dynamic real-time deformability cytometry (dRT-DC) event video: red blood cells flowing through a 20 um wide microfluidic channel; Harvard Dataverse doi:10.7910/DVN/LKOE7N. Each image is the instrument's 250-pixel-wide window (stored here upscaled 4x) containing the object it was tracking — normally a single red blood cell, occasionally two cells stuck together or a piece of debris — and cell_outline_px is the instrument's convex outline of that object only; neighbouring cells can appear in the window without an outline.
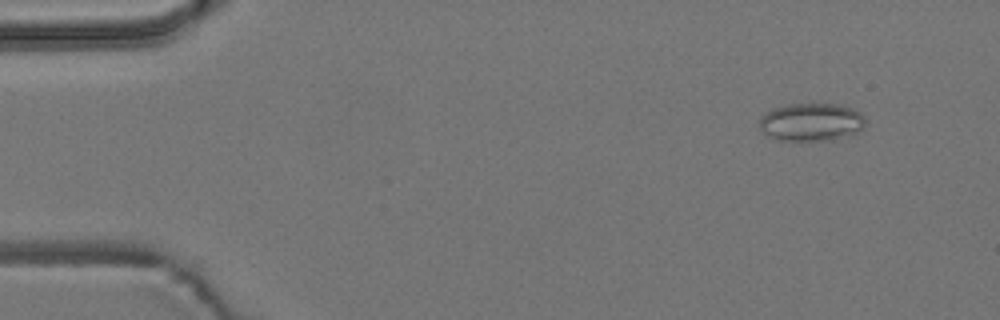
{"species": "common noctule bat (a hibernating species)", "species_latin": "Nyctalus noctula", "temperature_condition": "room temperature", "stored_images_in_passage": 5, "camera_frame_rate_fps": 3000, "um_per_image_px": 0.085, "animal": {"sex": "male", "body_mass_g": 19.2, "forearm_length_mm": 51.8}, "frame": {"image": 1, "passage_image": 2, "time_ms": 1.0, "image_size_px": [1000, 320], "cell_outline_px": [[864, 124], [856, 132], [832, 140], [780, 140], [764, 136], [760, 132], [760, 116], [772, 108], [788, 104], [840, 104], [856, 108], [864, 116]], "centroid_in_image_um": [68.91, 10.36], "position_along_channel_um": 16.1, "area_um2": 23.64}}
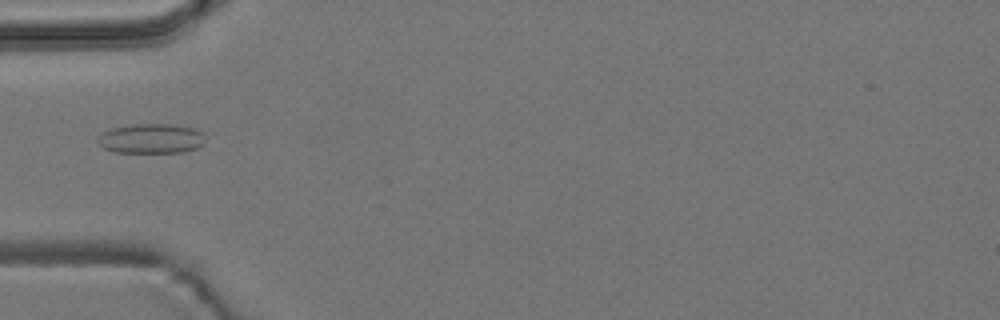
{"frame": {"image": 2, "passage_image": 5, "time_ms": 5.333, "image_size_px": [1000, 320], "cell_outline_px": [[204, 144], [196, 148], [180, 152], [116, 152], [104, 148], [96, 140], [96, 136], [100, 132], [112, 128], [132, 124], [172, 124], [196, 128], [204, 132]], "centroid_in_image_um": [12.84, 11.76], "position_along_channel_um": 72.2, "area_um2": 18.84}}